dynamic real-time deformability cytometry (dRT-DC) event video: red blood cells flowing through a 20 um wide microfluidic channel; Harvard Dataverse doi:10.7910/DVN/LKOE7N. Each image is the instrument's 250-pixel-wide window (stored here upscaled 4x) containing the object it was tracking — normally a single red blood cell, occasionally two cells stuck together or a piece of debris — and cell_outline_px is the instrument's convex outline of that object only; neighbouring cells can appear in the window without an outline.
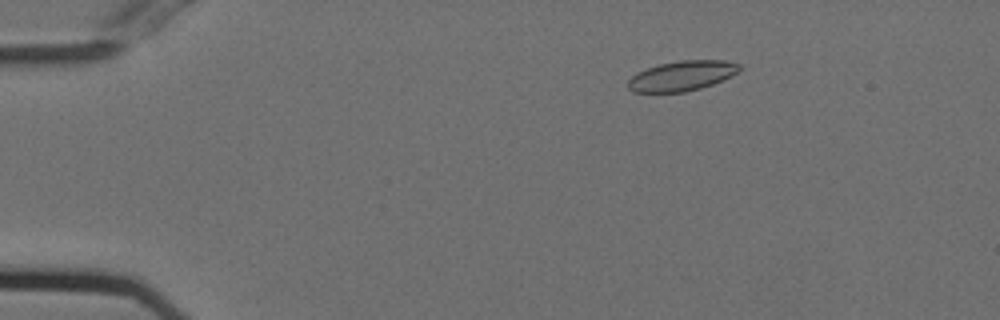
{"species": "Egyptian fruit bat (a non-hibernating species)", "species_latin": "Rousettus aegyptiacus", "temperature_condition": "cold", "stored_images_in_passage": 56, "camera_frame_rate_fps": 3000, "um_per_image_px": 0.085, "animal": {"sex": "female"}, "frame": {"image": 1, "passage_image": 10, "time_ms": 3.0, "image_size_px": [1000, 320], "cell_outline_px": [[740, 68], [736, 72], [712, 84], [700, 88], [684, 92], [632, 92], [628, 88], [628, 80], [636, 72], [660, 64], [680, 60], [724, 60], [740, 64]], "centroid_in_image_um": [57.91, 6.44], "position_along_channel_um": 27.1, "area_um2": 19.19}}
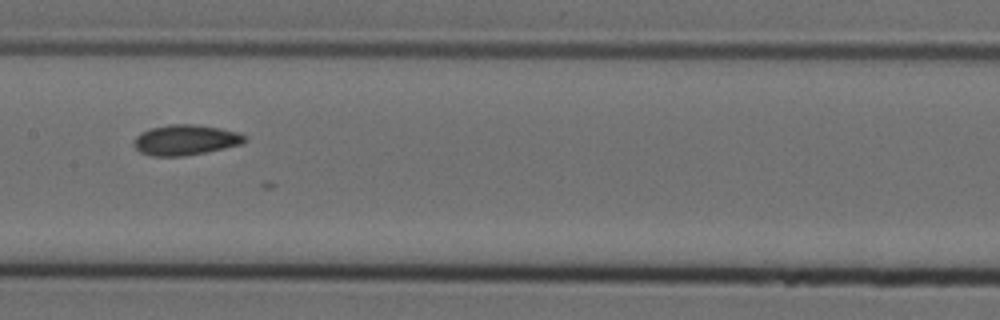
{"frame": {"image": 2, "passage_image": 29, "time_ms": 9.333, "image_size_px": [1000, 320], "cell_outline_px": [[248, 140], [240, 144], [224, 148], [184, 156], [148, 156], [140, 152], [132, 144], [132, 140], [140, 132], [152, 128], [168, 124], [192, 124], [220, 128], [240, 132]], "centroid_in_image_um": [15.72, 11.89], "position_along_channel_um": 191.7, "area_um2": 19.71}}
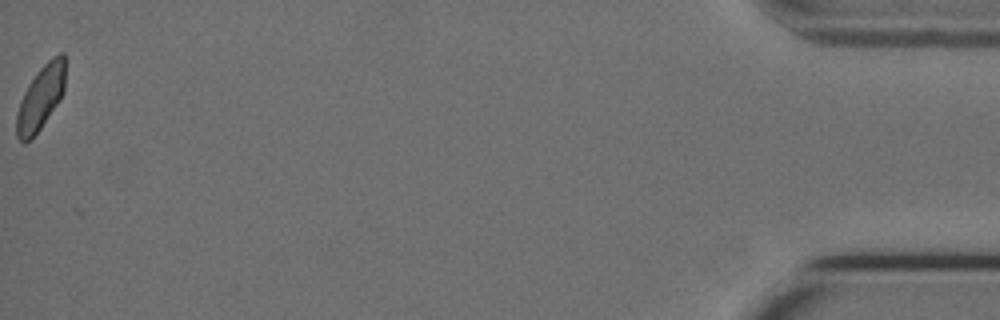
{"frame": {"image": 3, "passage_image": 56, "time_ms": 18.333, "image_size_px": [1000, 320], "cell_outline_px": [[64, 92], [60, 100], [32, 140], [24, 144], [16, 136], [16, 116], [20, 100], [28, 84], [36, 72], [52, 56], [60, 52], [64, 52]], "centroid_in_image_um": [3.44, 8.33], "position_along_channel_um": 431.8, "area_um2": 18.38}}